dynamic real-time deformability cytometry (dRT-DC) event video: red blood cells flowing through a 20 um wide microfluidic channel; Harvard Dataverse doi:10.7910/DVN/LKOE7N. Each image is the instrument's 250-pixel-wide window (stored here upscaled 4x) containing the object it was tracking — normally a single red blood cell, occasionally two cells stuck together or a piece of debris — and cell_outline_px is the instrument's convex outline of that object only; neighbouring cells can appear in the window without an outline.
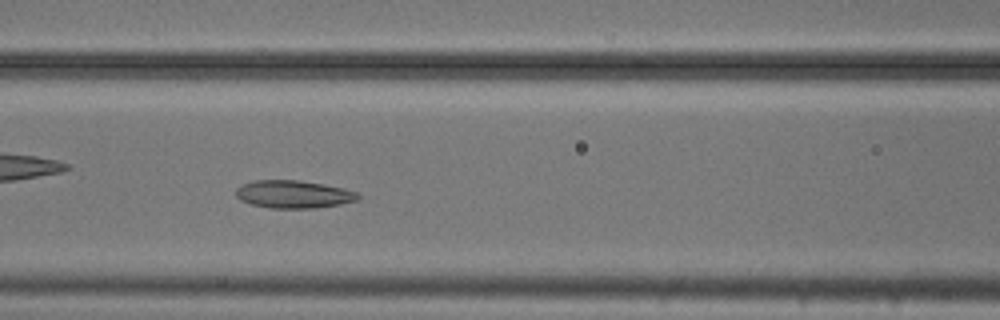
{"species": "common noctule bat (a hibernating species)", "species_latin": "Nyctalus noctula", "temperature_condition": "cold", "stored_images_in_passage": 43, "camera_frame_rate_fps": 3000, "um_per_image_px": 0.085, "animal": {"sex": "male", "body_mass_g": 20.5, "forearm_length_mm": 52.5}, "frame": {"image": 1, "passage_image": 12, "time_ms": 3.667, "image_size_px": [1000, 320], "cell_outline_px": [[360, 196], [356, 200], [340, 204], [316, 208], [272, 208], [252, 204], [240, 200], [236, 196], [236, 188], [244, 184], [256, 180], [300, 180], [324, 184], [344, 188], [356, 192]], "centroid_in_image_um": [24.95, 16.51], "position_along_channel_um": 141.6, "area_um2": 19.65}}
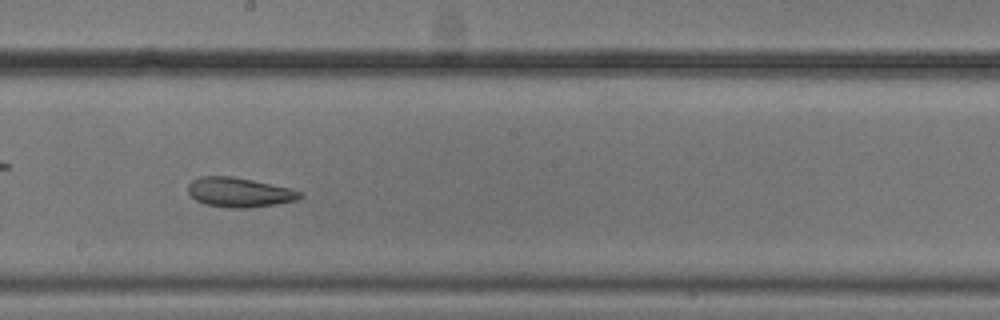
{"frame": {"image": 2, "passage_image": 19, "time_ms": 6.0, "image_size_px": [1000, 320], "cell_outline_px": [[304, 196], [296, 200], [276, 204], [248, 208], [232, 208], [204, 204], [196, 200], [188, 192], [188, 184], [192, 180], [200, 176], [232, 176], [252, 180], [288, 188], [300, 192]], "centroid_in_image_um": [20.3, 16.35], "position_along_channel_um": 227.9, "area_um2": 19.13}}
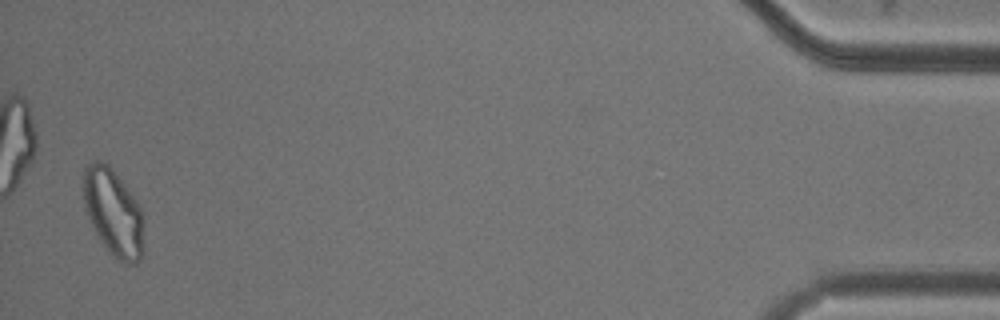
{"frame": {"image": 3, "passage_image": 42, "time_ms": 13.667, "image_size_px": [1000, 320], "cell_outline_px": [[144, 252], [140, 260], [136, 264], [128, 264], [120, 260], [108, 252], [96, 236], [92, 228], [84, 208], [84, 168], [92, 160], [100, 160], [108, 164], [132, 196], [140, 208]], "centroid_in_image_um": [9.6, 18.1], "position_along_channel_um": 425.6, "area_um2": 30.4}, "authors_computed_cell_mechanics": {"area_um2": 21.3282, "velocity_mm_per_s": 3.7025, "shape_relaxation_time_tau1_ms": null, "shape_relaxation_time_tau2_ms": 4.4712, "deformation_change_tau1": null, "deformation_change_tau2": 0.0953}}